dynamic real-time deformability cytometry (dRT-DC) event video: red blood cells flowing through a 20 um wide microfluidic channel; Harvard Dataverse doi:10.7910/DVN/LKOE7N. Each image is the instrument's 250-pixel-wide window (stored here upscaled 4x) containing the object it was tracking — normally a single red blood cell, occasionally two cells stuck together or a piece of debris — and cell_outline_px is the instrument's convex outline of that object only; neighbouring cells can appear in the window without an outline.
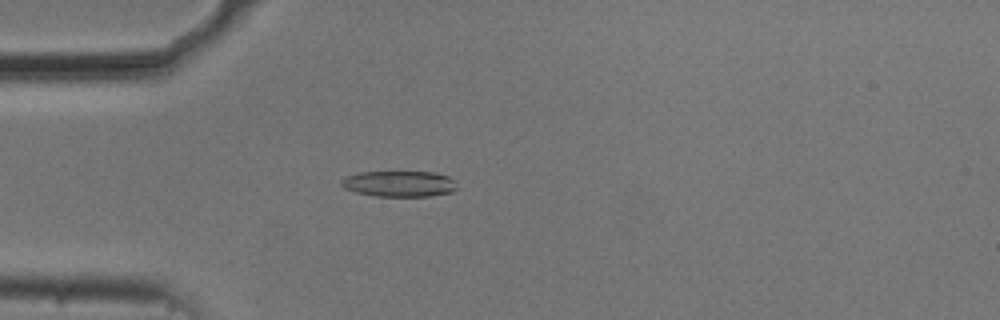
{"species": "common noctule bat (a hibernating species)", "species_latin": "Nyctalus noctula", "temperature_condition": "cold", "stored_images_in_passage": 54, "camera_frame_rate_fps": 3000, "um_per_image_px": 0.085, "animal": {"sex": "male", "body_mass_g": 20.5, "forearm_length_mm": 52.5}, "frame": {"image": 1, "passage_image": 15, "time_ms": 4.667, "image_size_px": [1000, 320], "cell_outline_px": [[456, 188], [452, 192], [428, 196], [376, 196], [356, 192], [344, 188], [340, 184], [340, 180], [344, 176], [360, 172], [436, 172], [448, 176], [456, 180]], "centroid_in_image_um": [33.93, 15.61], "position_along_channel_um": 51.1, "area_um2": 17.57}}
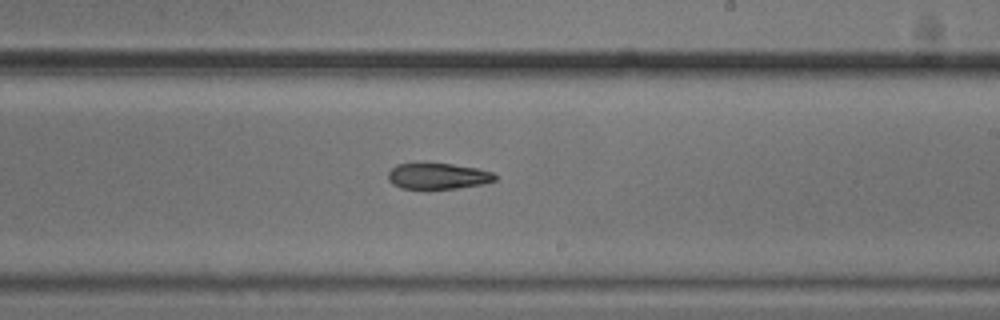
{"frame": {"image": 2, "passage_image": 32, "time_ms": 10.333, "image_size_px": [1000, 320], "cell_outline_px": [[496, 180], [484, 184], [456, 188], [400, 188], [392, 184], [388, 180], [388, 172], [396, 164], [424, 160], [452, 164], [476, 168], [492, 172], [496, 176]], "centroid_in_image_um": [37.16, 14.92], "position_along_channel_um": 251.8, "area_um2": 16.76}}
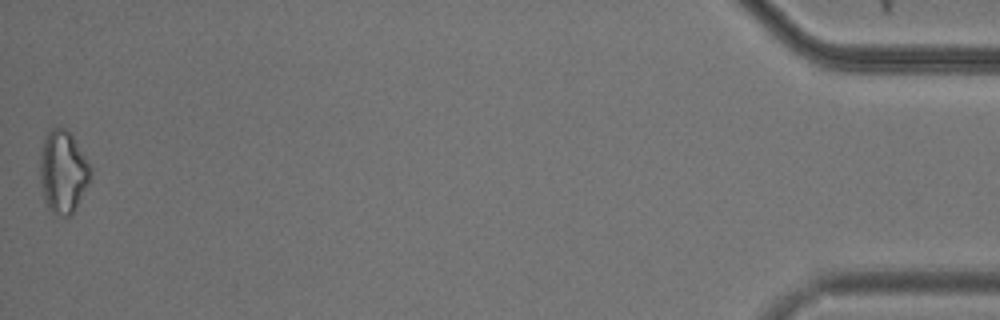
{"frame": {"image": 3, "passage_image": 54, "time_ms": 17.667, "image_size_px": [1000, 320], "cell_outline_px": [[92, 172], [88, 184], [72, 216], [64, 216], [52, 212], [48, 208], [44, 200], [40, 180], [40, 152], [48, 128], [64, 128], [72, 136], [92, 168]], "centroid_in_image_um": [5.35, 14.62], "position_along_channel_um": 429.9, "area_um2": 24.28}, "authors_computed_cell_mechanics": {"area_um2": 17.9469, "velocity_mm_per_s": 3.7177, "shape_relaxation_time_tau1_ms": 4.3379, "shape_relaxation_time_tau2_ms": 10.6785, "deformation_change_tau1": 0.1046, "deformation_change_tau2": 0.2183}}